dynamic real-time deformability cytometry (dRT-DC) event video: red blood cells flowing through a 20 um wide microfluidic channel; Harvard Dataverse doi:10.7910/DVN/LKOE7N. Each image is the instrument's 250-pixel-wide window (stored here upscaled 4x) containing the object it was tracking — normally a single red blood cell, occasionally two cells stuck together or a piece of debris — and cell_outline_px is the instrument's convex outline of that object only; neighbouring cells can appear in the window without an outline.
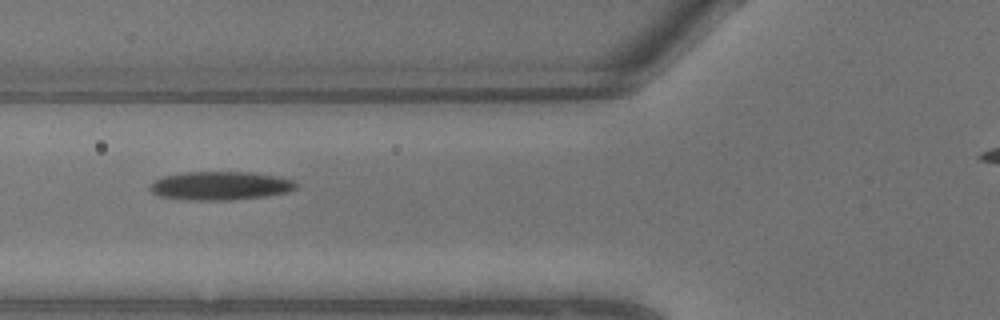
{"species": "common noctule bat (a hibernating species)", "species_latin": "Nyctalus noctula", "temperature_condition": "warm", "stored_images_in_passage": 4, "camera_frame_rate_fps": 3000, "um_per_image_px": 0.085, "animal": {"sex": "male", "body_mass_g": 13.3}, "frame": {"image": 1, "passage_image": 3, "time_ms": 0.667, "image_size_px": [1000, 320], "cell_outline_px": [[300, 184], [296, 188], [288, 192], [268, 196], [232, 200], [188, 200], [160, 196], [152, 192], [148, 188], [156, 180], [164, 176], [180, 172], [252, 172], [276, 176], [296, 180]], "centroid_in_image_um": [18.79, 15.79], "position_along_channel_um": 107.0, "area_um2": 24.57}}